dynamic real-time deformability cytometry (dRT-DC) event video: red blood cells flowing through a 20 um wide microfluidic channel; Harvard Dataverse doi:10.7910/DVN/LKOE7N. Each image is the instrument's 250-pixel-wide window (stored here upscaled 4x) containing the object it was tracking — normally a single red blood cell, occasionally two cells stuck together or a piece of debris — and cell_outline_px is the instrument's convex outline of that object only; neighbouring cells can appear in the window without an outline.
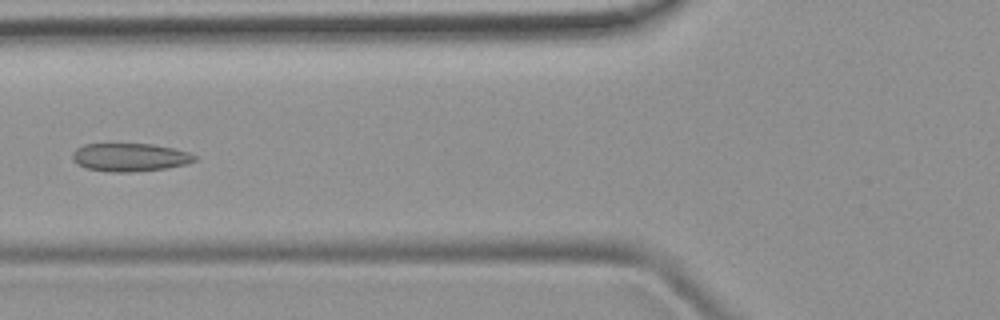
{"species": "common noctule bat (a hibernating species)", "species_latin": "Nyctalus noctula", "temperature_condition": "room temperature", "stored_images_in_passage": 5, "camera_frame_rate_fps": 3000, "um_per_image_px": 0.085, "animal": {"sex": "female", "body_mass_g": 19.9}, "frame": {"image": 1, "passage_image": 5, "time_ms": 4.333, "image_size_px": [1000, 320], "cell_outline_px": [[196, 160], [188, 164], [164, 168], [132, 172], [112, 172], [88, 168], [76, 164], [72, 160], [72, 152], [76, 148], [84, 144], [152, 144], [172, 148], [188, 152], [196, 156]], "centroid_in_image_um": [11.02, 13.37], "position_along_channel_um": 114.8, "area_um2": 20.0}}